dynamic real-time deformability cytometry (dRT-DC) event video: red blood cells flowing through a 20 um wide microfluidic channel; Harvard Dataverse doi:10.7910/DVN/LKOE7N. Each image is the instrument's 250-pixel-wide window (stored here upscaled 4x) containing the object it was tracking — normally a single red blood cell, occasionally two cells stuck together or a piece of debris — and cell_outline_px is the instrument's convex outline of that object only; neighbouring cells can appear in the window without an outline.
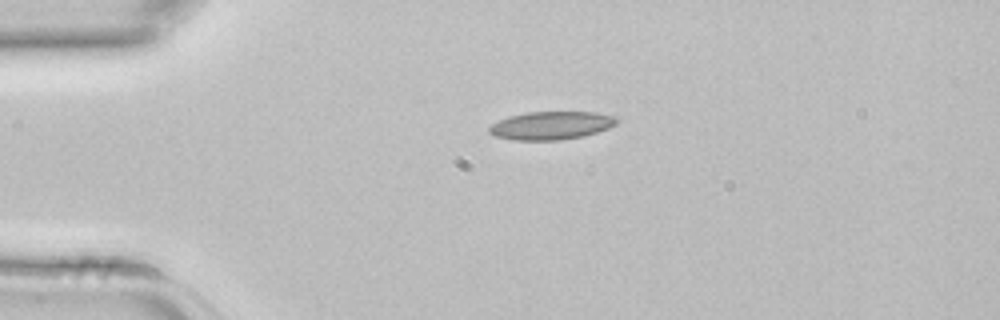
{"species": "common noctule bat (a hibernating species)", "species_latin": "Nyctalus noctula", "temperature_condition": "room temperature", "stored_images_in_passage": 2, "camera_frame_rate_fps": 3000, "um_per_image_px": 0.085, "animal": {"sex": "female", "body_mass_g": 22.7, "forearm_length_mm": 54.2}, "frame": {"image": 1, "passage_image": 1, "time_ms": 0.0, "image_size_px": [1000, 320], "cell_outline_px": [[620, 120], [616, 124], [608, 128], [584, 136], [560, 140], [512, 140], [496, 136], [488, 132], [488, 128], [492, 124], [508, 116], [528, 112], [596, 112], [620, 116]], "centroid_in_image_um": [46.9, 10.66], "position_along_channel_um": 38.1, "area_um2": 21.1}}